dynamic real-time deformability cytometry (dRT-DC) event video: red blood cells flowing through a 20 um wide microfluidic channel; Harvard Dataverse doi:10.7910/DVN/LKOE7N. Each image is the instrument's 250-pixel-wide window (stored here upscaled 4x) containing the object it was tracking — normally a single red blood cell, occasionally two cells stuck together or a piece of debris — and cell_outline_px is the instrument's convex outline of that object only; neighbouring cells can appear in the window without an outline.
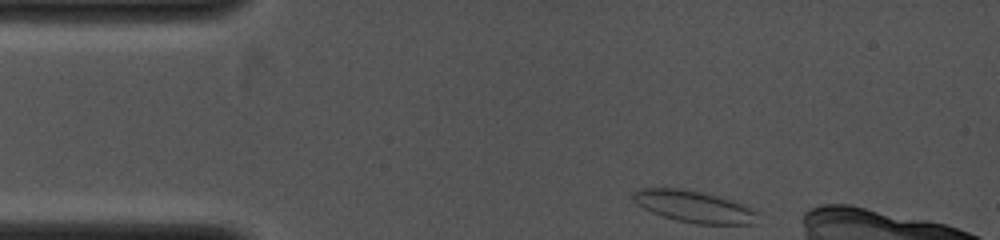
{"species": "common noctule bat (a hibernating species)", "species_latin": "Nyctalus noctula", "temperature_condition": "cold", "stored_images_in_passage": 3, "camera_frame_rate_fps": 4000, "um_per_image_px": 0.085, "animal": {"sex": "female", "body_mass_g": 19.0, "forearm_length_mm": 53.3}, "frame": {"image": 1, "passage_image": 1, "time_ms": 0.0, "image_size_px": [1000, 240], "cell_outline_px": [[760, 212], [756, 224], [696, 224], [676, 220], [652, 212], [636, 204], [632, 200], [632, 192], [640, 188], [680, 188], [704, 192], [724, 196], [756, 208]], "centroid_in_image_um": [59.08, 17.55], "position_along_channel_um": 25.9, "area_um2": 23.76}}